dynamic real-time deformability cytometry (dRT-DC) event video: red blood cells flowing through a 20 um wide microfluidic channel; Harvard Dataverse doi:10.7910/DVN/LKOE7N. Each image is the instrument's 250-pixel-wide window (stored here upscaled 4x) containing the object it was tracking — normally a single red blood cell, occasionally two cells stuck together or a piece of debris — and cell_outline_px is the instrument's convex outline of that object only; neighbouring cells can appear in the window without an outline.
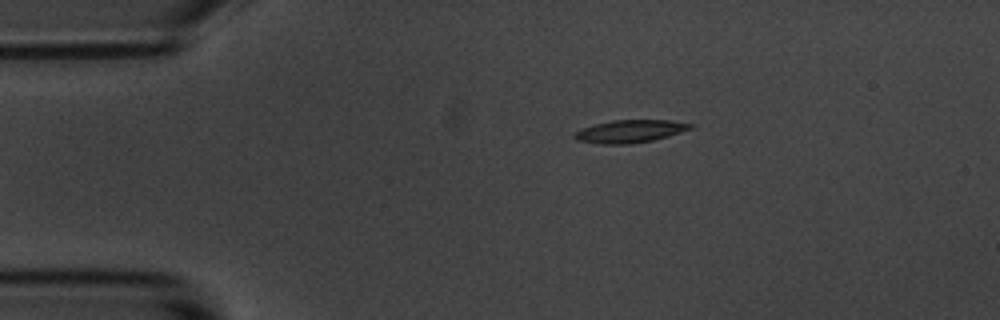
{"species": "common noctule bat (a hibernating species)", "species_latin": "Nyctalus noctula", "temperature_condition": "room temperature", "stored_images_in_passage": 9, "camera_frame_rate_fps": 3000, "um_per_image_px": 0.085, "animal": {"sex": "male", "body_mass_g": 20.1, "forearm_length_mm": 53.5}, "frame": {"image": 1, "passage_image": 1, "time_ms": 0.0, "image_size_px": [1000, 320], "cell_outline_px": [[696, 128], [668, 136], [652, 140], [628, 144], [600, 144], [576, 140], [572, 136], [580, 128], [612, 120], [672, 120], [696, 124]], "centroid_in_image_um": [53.6, 11.15], "position_along_channel_um": 31.4, "area_um2": 15.55}}
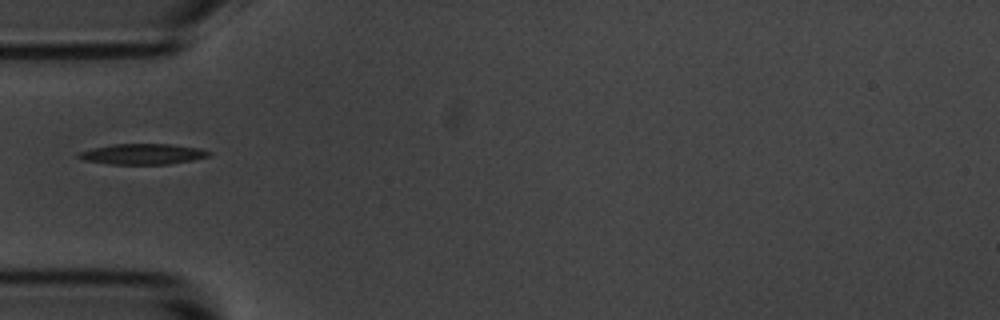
{"frame": {"image": 2, "passage_image": 3, "time_ms": 2.333, "image_size_px": [1000, 320], "cell_outline_px": [[212, 152], [208, 156], [192, 160], [168, 164], [112, 164], [84, 160], [76, 156], [80, 152], [92, 148], [112, 144], [172, 144], [200, 148]], "centroid_in_image_um": [12.14, 13.09], "position_along_channel_um": 72.9, "area_um2": 15.55}}
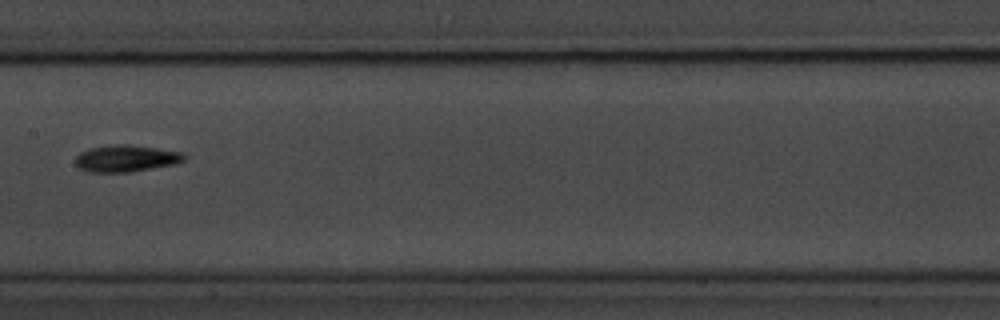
{"frame": {"image": 3, "passage_image": 6, "time_ms": 5.667, "image_size_px": [1000, 320], "cell_outline_px": [[184, 160], [176, 164], [128, 172], [88, 172], [80, 168], [76, 164], [76, 156], [80, 152], [88, 148], [112, 144], [128, 144], [184, 152]], "centroid_in_image_um": [10.7, 13.45], "position_along_channel_um": 196.7, "area_um2": 16.99}}